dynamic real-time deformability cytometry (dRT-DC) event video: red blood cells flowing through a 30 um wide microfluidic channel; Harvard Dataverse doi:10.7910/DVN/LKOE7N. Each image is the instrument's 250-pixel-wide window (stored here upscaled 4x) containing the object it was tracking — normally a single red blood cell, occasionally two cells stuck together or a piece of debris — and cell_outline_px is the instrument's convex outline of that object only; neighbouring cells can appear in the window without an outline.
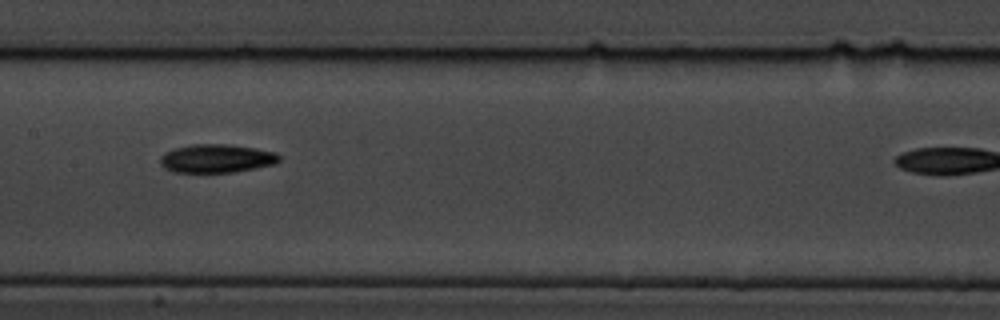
{"species": "common noctule bat (a hibernating species)", "species_latin": "Nyctalus noctula", "temperature_condition": "cold", "stored_images_in_passage": 8, "camera_frame_rate_fps": 3000, "um_per_image_px": 0.085, "animal": {"sex": "male", "body_mass_g": 19.5, "forearm_length_mm": 54.6}, "frame": {"image": 1, "passage_image": 7, "time_ms": 6.667, "image_size_px": [1000, 320], "cell_outline_px": [[280, 160], [276, 164], [236, 172], [172, 172], [164, 168], [160, 164], [160, 156], [164, 152], [176, 148], [192, 144], [228, 144], [256, 148], [276, 152], [280, 156]], "centroid_in_image_um": [18.42, 13.47], "position_along_channel_um": 189.0, "area_um2": 19.94}}